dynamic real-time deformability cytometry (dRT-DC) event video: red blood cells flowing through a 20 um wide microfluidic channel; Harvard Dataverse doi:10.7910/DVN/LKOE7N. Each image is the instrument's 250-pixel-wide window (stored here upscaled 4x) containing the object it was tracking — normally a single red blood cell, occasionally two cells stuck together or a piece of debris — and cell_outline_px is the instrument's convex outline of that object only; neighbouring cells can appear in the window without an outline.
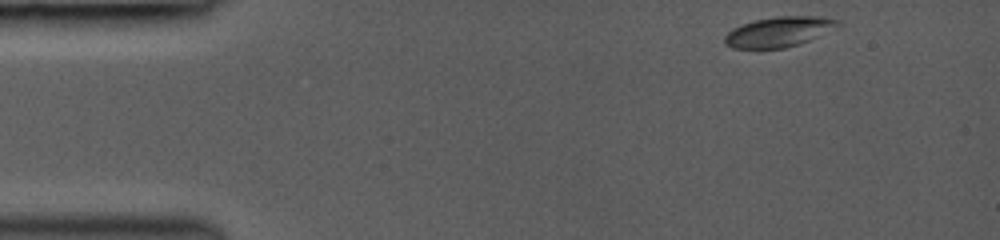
{"species": "common noctule bat (a hibernating species)", "species_latin": "Nyctalus noctula", "temperature_condition": "room temperature", "stored_images_in_passage": 15, "camera_frame_rate_fps": 3000, "um_per_image_px": 0.085, "animal": {"sex": "female", "body_mass_g": 19.0, "forearm_length_mm": 53.3}, "frame": {"image": 1, "passage_image": 1, "time_ms": 0.0, "image_size_px": [1000, 240], "cell_outline_px": [[844, 24], [808, 40], [784, 48], [732, 48], [724, 44], [724, 36], [732, 28], [752, 20], [776, 16], [820, 16], [840, 20]], "centroid_in_image_um": [66.19, 2.68], "position_along_channel_um": 18.8, "area_um2": 19.88}}
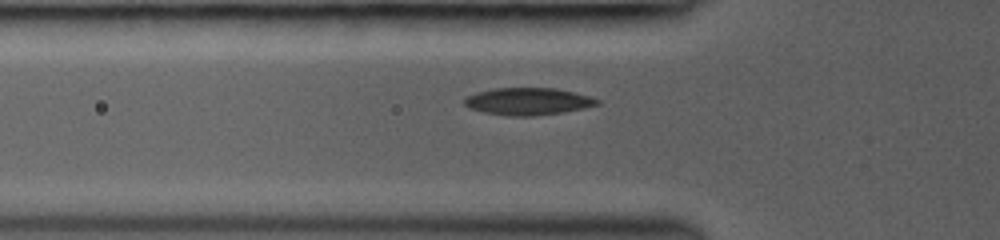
{"frame": {"image": 2, "passage_image": 9, "time_ms": 3.667, "image_size_px": [1000, 240], "cell_outline_px": [[600, 104], [584, 108], [564, 112], [532, 116], [508, 116], [484, 112], [468, 108], [464, 104], [464, 96], [476, 92], [496, 88], [556, 88], [588, 96], [600, 100]], "centroid_in_image_um": [44.84, 8.62], "position_along_channel_um": 81.0, "area_um2": 21.1}}
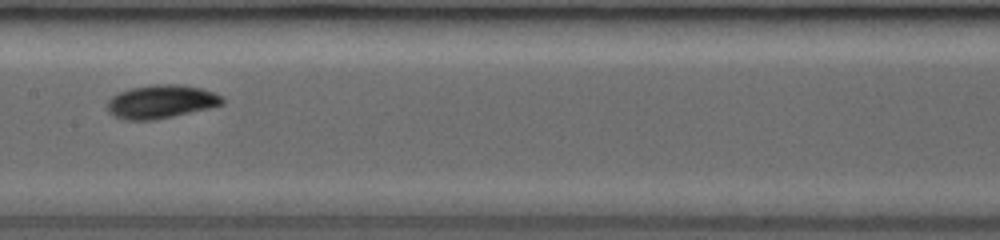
{"frame": {"image": 3, "passage_image": 15, "time_ms": 6.333, "image_size_px": [1000, 240], "cell_outline_px": [[224, 104], [208, 108], [172, 116], [152, 120], [124, 120], [108, 112], [108, 100], [112, 96], [120, 92], [132, 88], [152, 84], [180, 84], [200, 88], [212, 92], [220, 96], [224, 100]], "centroid_in_image_um": [13.68, 8.63], "position_along_channel_um": 193.7, "area_um2": 22.14}}